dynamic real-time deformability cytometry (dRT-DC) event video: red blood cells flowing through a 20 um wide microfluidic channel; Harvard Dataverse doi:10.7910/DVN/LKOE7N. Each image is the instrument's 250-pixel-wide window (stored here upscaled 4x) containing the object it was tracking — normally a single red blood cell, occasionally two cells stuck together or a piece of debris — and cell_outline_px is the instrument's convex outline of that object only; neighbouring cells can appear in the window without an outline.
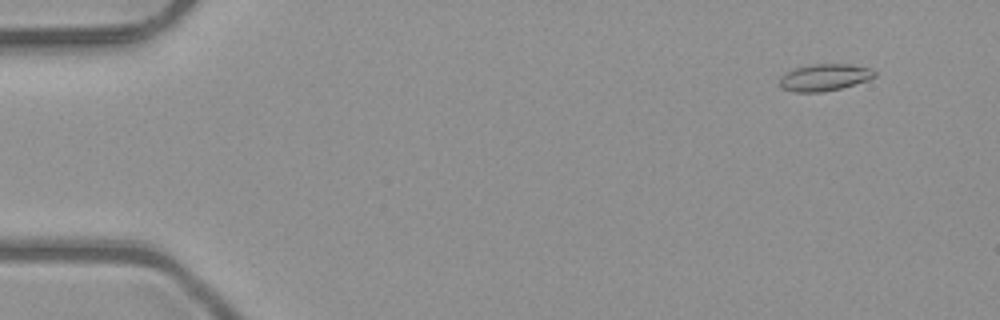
{"species": "common noctule bat (a hibernating species)", "species_latin": "Nyctalus noctula", "temperature_condition": "room temperature", "stored_images_in_passage": 5, "camera_frame_rate_fps": 3000, "um_per_image_px": 0.085, "animal": {"sex": "male", "body_mass_g": 23.1, "forearm_length_mm": 52.7}, "frame": {"image": 1, "passage_image": 2, "time_ms": 0.333, "image_size_px": [1000, 320], "cell_outline_px": [[876, 76], [868, 80], [840, 88], [824, 92], [796, 92], [780, 88], [780, 76], [784, 72], [792, 68], [812, 64], [848, 64], [872, 68], [876, 72]], "centroid_in_image_um": [70.05, 6.57], "position_along_channel_um": 14.9, "area_um2": 15.09}}